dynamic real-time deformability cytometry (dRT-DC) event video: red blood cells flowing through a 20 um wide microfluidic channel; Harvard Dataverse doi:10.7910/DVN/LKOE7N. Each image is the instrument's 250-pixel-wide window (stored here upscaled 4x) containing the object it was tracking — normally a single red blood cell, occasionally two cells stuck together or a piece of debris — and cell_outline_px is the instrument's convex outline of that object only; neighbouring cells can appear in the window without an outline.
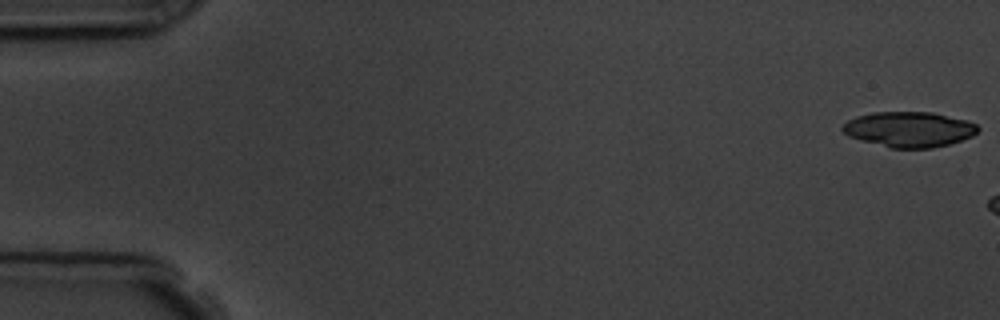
{"species": "common noctule bat (a hibernating species)", "species_latin": "Nyctalus noctula", "temperature_condition": "room temperature", "stored_images_in_passage": 3, "camera_frame_rate_fps": 3000, "um_per_image_px": 0.085, "animal": {"sex": "male", "body_mass_g": 19.5, "forearm_length_mm": 54.6}, "frame": {"image": 1, "passage_image": 1, "time_ms": 0.0, "image_size_px": [1000, 320], "cell_outline_px": [[980, 128], [972, 136], [948, 144], [932, 148], [892, 148], [860, 140], [848, 136], [840, 128], [848, 120], [856, 116], [872, 112], [932, 112], [968, 120], [976, 124]], "centroid_in_image_um": [77.26, 10.98], "position_along_channel_um": 7.7, "area_um2": 27.86}}